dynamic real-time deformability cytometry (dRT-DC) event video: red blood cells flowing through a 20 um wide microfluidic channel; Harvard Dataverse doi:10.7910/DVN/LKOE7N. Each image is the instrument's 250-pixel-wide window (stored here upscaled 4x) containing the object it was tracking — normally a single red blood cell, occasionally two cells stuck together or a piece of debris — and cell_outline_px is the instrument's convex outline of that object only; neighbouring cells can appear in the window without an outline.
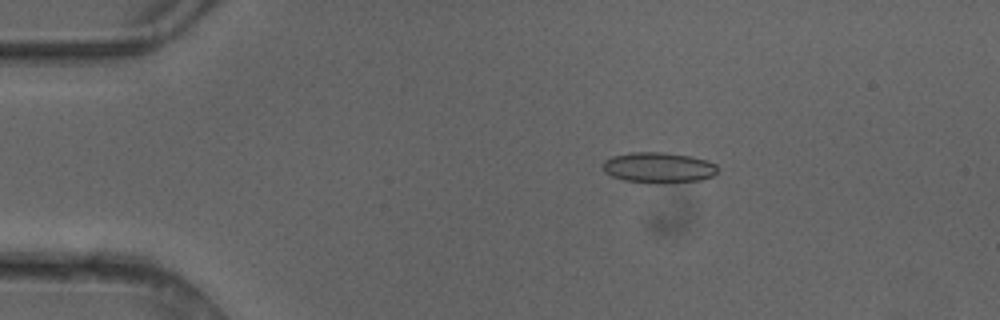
{"species": "common noctule bat (a hibernating species)", "species_latin": "Nyctalus noctula", "temperature_condition": "cold", "stored_images_in_passage": 5, "camera_frame_rate_fps": 3000, "um_per_image_px": 0.085, "animal": {"sex": "female"}, "frame": {"image": 1, "passage_image": 3, "time_ms": 0.667, "image_size_px": [1000, 320], "cell_outline_px": [[716, 172], [712, 176], [700, 180], [624, 180], [612, 176], [604, 172], [604, 160], [612, 156], [632, 152], [664, 152], [692, 156], [708, 160], [716, 164]], "centroid_in_image_um": [55.97, 14.18], "position_along_channel_um": 29.0, "area_um2": 19.48}}
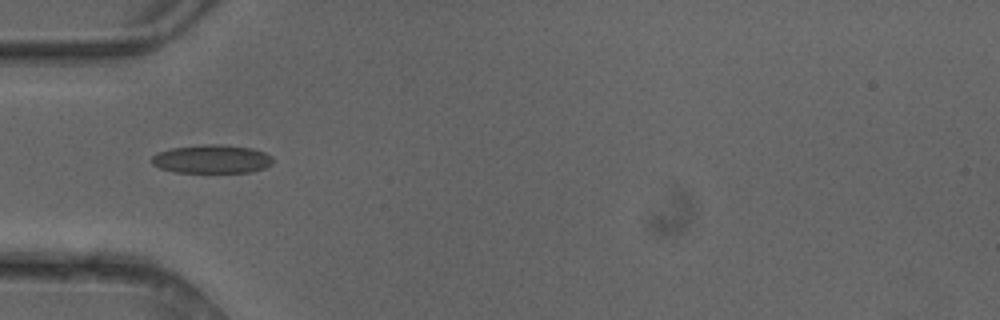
{"frame": {"image": 2, "passage_image": 5, "time_ms": 1.333, "image_size_px": [1000, 320], "cell_outline_px": [[272, 164], [264, 168], [252, 172], [176, 172], [160, 168], [152, 164], [152, 156], [156, 152], [172, 148], [204, 144], [220, 144], [252, 148], [264, 152], [272, 156]], "centroid_in_image_um": [18.0, 13.51], "position_along_channel_um": 67.0, "area_um2": 20.17}}